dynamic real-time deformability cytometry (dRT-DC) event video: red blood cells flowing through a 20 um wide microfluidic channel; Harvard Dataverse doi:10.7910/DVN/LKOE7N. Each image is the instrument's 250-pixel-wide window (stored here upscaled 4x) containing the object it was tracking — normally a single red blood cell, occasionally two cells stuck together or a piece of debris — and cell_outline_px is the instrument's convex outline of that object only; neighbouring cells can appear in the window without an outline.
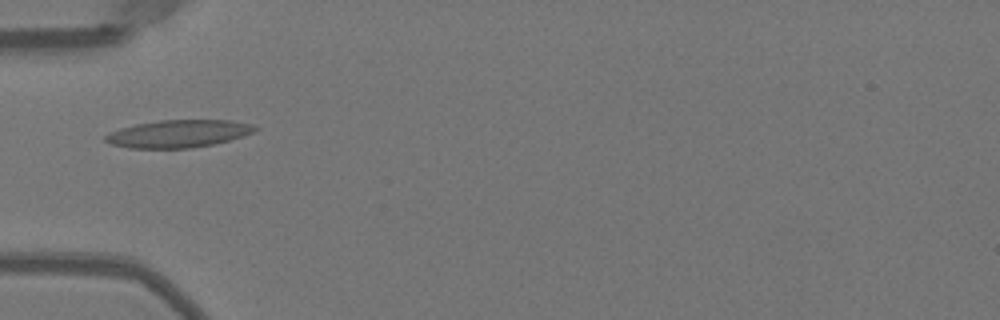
{"species": "Egyptian fruit bat (a non-hibernating species)", "species_latin": "Rousettus aegyptiacus", "temperature_condition": "warm", "stored_images_in_passage": 33, "camera_frame_rate_fps": 3000, "um_per_image_px": 0.085, "animal": {"sex": "female"}, "frame": {"image": 1, "passage_image": 1, "time_ms": 0.0, "image_size_px": [1000, 320], "cell_outline_px": [[260, 128], [244, 136], [212, 144], [192, 148], [128, 148], [112, 144], [104, 140], [104, 136], [108, 132], [120, 128], [136, 124], [160, 120], [228, 120], [252, 124]], "centroid_in_image_um": [15.14, 11.36], "position_along_channel_um": 69.9, "area_um2": 23.99}}
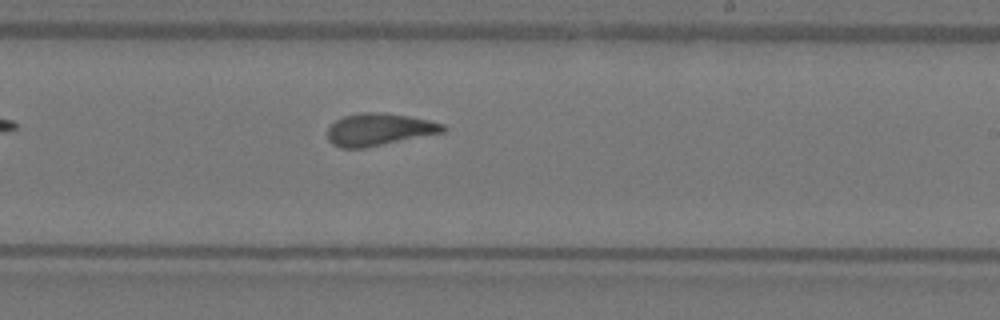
{"frame": {"image": 2, "passage_image": 15, "time_ms": 4.667, "image_size_px": [1000, 320], "cell_outline_px": [[444, 132], [364, 148], [340, 148], [332, 144], [328, 140], [328, 128], [336, 120], [344, 116], [360, 112], [380, 112], [408, 116], [428, 120], [444, 124]], "centroid_in_image_um": [32.18, 11.01], "position_along_channel_um": 256.8, "area_um2": 21.56}}
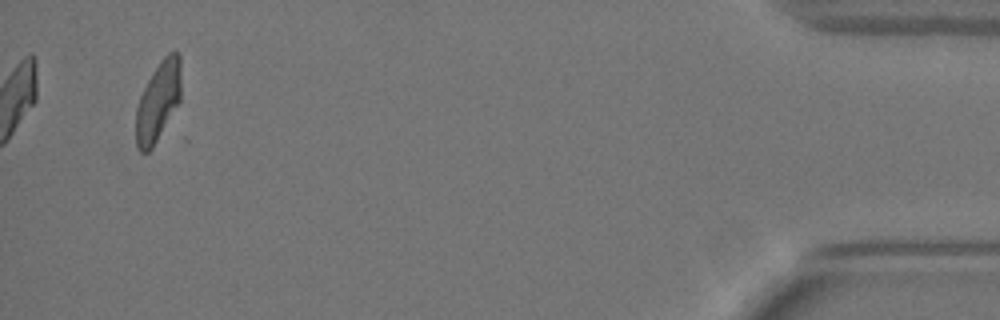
{"frame": {"image": 3, "passage_image": 33, "time_ms": 10.667, "image_size_px": [1000, 320], "cell_outline_px": [[180, 100], [152, 148], [148, 152], [140, 152], [136, 148], [136, 108], [140, 96], [152, 72], [160, 60], [168, 52], [180, 52]], "centroid_in_image_um": [13.43, 8.6], "position_along_channel_um": 421.8, "area_um2": 20.75}, "authors_computed_cell_mechanics": {"area_um2": 21.5594, "velocity_mm_per_s": 3.9973, "shape_relaxation_time_tau1_ms": 10.6101, "shape_relaxation_time_tau2_ms": 1.6648, "deformation_change_tau1": 0.2835, "deformation_change_tau2": 0.0859}}